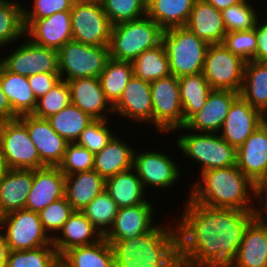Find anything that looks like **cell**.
<instances>
[{"label": "cell", "instance_id": "6da1fadb", "mask_svg": "<svg viewBox=\"0 0 267 267\" xmlns=\"http://www.w3.org/2000/svg\"><path fill=\"white\" fill-rule=\"evenodd\" d=\"M187 198L182 216L174 222L183 267H230L254 219L252 212L207 207Z\"/></svg>", "mask_w": 267, "mask_h": 267}, {"label": "cell", "instance_id": "7a4b0ae2", "mask_svg": "<svg viewBox=\"0 0 267 267\" xmlns=\"http://www.w3.org/2000/svg\"><path fill=\"white\" fill-rule=\"evenodd\" d=\"M172 222L161 221L151 231L131 240L108 241L115 267H183L179 234Z\"/></svg>", "mask_w": 267, "mask_h": 267}, {"label": "cell", "instance_id": "3957f363", "mask_svg": "<svg viewBox=\"0 0 267 267\" xmlns=\"http://www.w3.org/2000/svg\"><path fill=\"white\" fill-rule=\"evenodd\" d=\"M199 176L188 194L194 202L212 208H233L252 212L255 203L254 183L237 165L209 169Z\"/></svg>", "mask_w": 267, "mask_h": 267}, {"label": "cell", "instance_id": "277c9868", "mask_svg": "<svg viewBox=\"0 0 267 267\" xmlns=\"http://www.w3.org/2000/svg\"><path fill=\"white\" fill-rule=\"evenodd\" d=\"M175 131H184L182 135L177 136L176 147L182 152L181 154L196 161L192 163L199 164L200 173L237 164V149L228 144L218 133H199L185 127L177 128L173 132Z\"/></svg>", "mask_w": 267, "mask_h": 267}, {"label": "cell", "instance_id": "5b68a950", "mask_svg": "<svg viewBox=\"0 0 267 267\" xmlns=\"http://www.w3.org/2000/svg\"><path fill=\"white\" fill-rule=\"evenodd\" d=\"M164 30L147 15L112 26L110 58L133 62L144 51L162 43Z\"/></svg>", "mask_w": 267, "mask_h": 267}, {"label": "cell", "instance_id": "8992f818", "mask_svg": "<svg viewBox=\"0 0 267 267\" xmlns=\"http://www.w3.org/2000/svg\"><path fill=\"white\" fill-rule=\"evenodd\" d=\"M162 44L168 56L171 74L176 78L202 73L209 44L186 27L164 30Z\"/></svg>", "mask_w": 267, "mask_h": 267}, {"label": "cell", "instance_id": "52a82bcc", "mask_svg": "<svg viewBox=\"0 0 267 267\" xmlns=\"http://www.w3.org/2000/svg\"><path fill=\"white\" fill-rule=\"evenodd\" d=\"M0 155L7 169L35 170L46 167L19 118L0 122Z\"/></svg>", "mask_w": 267, "mask_h": 267}, {"label": "cell", "instance_id": "ba28073f", "mask_svg": "<svg viewBox=\"0 0 267 267\" xmlns=\"http://www.w3.org/2000/svg\"><path fill=\"white\" fill-rule=\"evenodd\" d=\"M110 58L109 46H93L71 40L58 50L62 80L98 78Z\"/></svg>", "mask_w": 267, "mask_h": 267}, {"label": "cell", "instance_id": "9c48e42d", "mask_svg": "<svg viewBox=\"0 0 267 267\" xmlns=\"http://www.w3.org/2000/svg\"><path fill=\"white\" fill-rule=\"evenodd\" d=\"M246 61L233 54L223 43L209 44L202 74L214 90L240 93Z\"/></svg>", "mask_w": 267, "mask_h": 267}, {"label": "cell", "instance_id": "30bf717a", "mask_svg": "<svg viewBox=\"0 0 267 267\" xmlns=\"http://www.w3.org/2000/svg\"><path fill=\"white\" fill-rule=\"evenodd\" d=\"M1 230L11 251L53 246L37 212L26 209L9 212L3 216Z\"/></svg>", "mask_w": 267, "mask_h": 267}, {"label": "cell", "instance_id": "8fae6325", "mask_svg": "<svg viewBox=\"0 0 267 267\" xmlns=\"http://www.w3.org/2000/svg\"><path fill=\"white\" fill-rule=\"evenodd\" d=\"M153 106V126L159 134H170L184 127V117L180 100L178 78L170 75L150 82Z\"/></svg>", "mask_w": 267, "mask_h": 267}, {"label": "cell", "instance_id": "7c38bea8", "mask_svg": "<svg viewBox=\"0 0 267 267\" xmlns=\"http://www.w3.org/2000/svg\"><path fill=\"white\" fill-rule=\"evenodd\" d=\"M70 13L74 41L93 46H109L113 25L101 3L74 2Z\"/></svg>", "mask_w": 267, "mask_h": 267}, {"label": "cell", "instance_id": "4fadbf2b", "mask_svg": "<svg viewBox=\"0 0 267 267\" xmlns=\"http://www.w3.org/2000/svg\"><path fill=\"white\" fill-rule=\"evenodd\" d=\"M170 154H166L163 150L152 151L146 149L137 151L135 149L133 168L136 170L146 192H149L147 190L152 187L155 190L159 188L163 191L178 183L177 180L180 179L182 170Z\"/></svg>", "mask_w": 267, "mask_h": 267}, {"label": "cell", "instance_id": "5bb4252c", "mask_svg": "<svg viewBox=\"0 0 267 267\" xmlns=\"http://www.w3.org/2000/svg\"><path fill=\"white\" fill-rule=\"evenodd\" d=\"M24 39L23 44L10 50L8 56L4 54V58H0V63L8 71L26 77L41 73H59L58 50L37 45L26 36Z\"/></svg>", "mask_w": 267, "mask_h": 267}, {"label": "cell", "instance_id": "9a60e30c", "mask_svg": "<svg viewBox=\"0 0 267 267\" xmlns=\"http://www.w3.org/2000/svg\"><path fill=\"white\" fill-rule=\"evenodd\" d=\"M153 206V202L148 199L140 205L119 208L104 238L107 241L131 240L151 231L158 224L154 221Z\"/></svg>", "mask_w": 267, "mask_h": 267}, {"label": "cell", "instance_id": "2e32d148", "mask_svg": "<svg viewBox=\"0 0 267 267\" xmlns=\"http://www.w3.org/2000/svg\"><path fill=\"white\" fill-rule=\"evenodd\" d=\"M262 124V113L239 95L233 101L218 134L238 149Z\"/></svg>", "mask_w": 267, "mask_h": 267}, {"label": "cell", "instance_id": "e0dca14e", "mask_svg": "<svg viewBox=\"0 0 267 267\" xmlns=\"http://www.w3.org/2000/svg\"><path fill=\"white\" fill-rule=\"evenodd\" d=\"M18 118L25 124L41 162L48 167H58L63 161L68 142L58 135L47 119L32 114Z\"/></svg>", "mask_w": 267, "mask_h": 267}, {"label": "cell", "instance_id": "ac0fdd59", "mask_svg": "<svg viewBox=\"0 0 267 267\" xmlns=\"http://www.w3.org/2000/svg\"><path fill=\"white\" fill-rule=\"evenodd\" d=\"M113 115H120L124 119L136 124H147L153 127V106L150 82L135 77L129 80L120 99L113 105ZM146 122V123H145Z\"/></svg>", "mask_w": 267, "mask_h": 267}, {"label": "cell", "instance_id": "d6986e66", "mask_svg": "<svg viewBox=\"0 0 267 267\" xmlns=\"http://www.w3.org/2000/svg\"><path fill=\"white\" fill-rule=\"evenodd\" d=\"M25 36L33 43L59 50L72 39L70 11L37 20H24Z\"/></svg>", "mask_w": 267, "mask_h": 267}, {"label": "cell", "instance_id": "ffe728a7", "mask_svg": "<svg viewBox=\"0 0 267 267\" xmlns=\"http://www.w3.org/2000/svg\"><path fill=\"white\" fill-rule=\"evenodd\" d=\"M67 83L71 104L80 108L94 120L111 119L108 115L114 114L113 106L106 99L99 78H77L67 80Z\"/></svg>", "mask_w": 267, "mask_h": 267}, {"label": "cell", "instance_id": "44dd1931", "mask_svg": "<svg viewBox=\"0 0 267 267\" xmlns=\"http://www.w3.org/2000/svg\"><path fill=\"white\" fill-rule=\"evenodd\" d=\"M239 93L228 90H212L205 105L186 123L185 128L199 133L220 131L233 101Z\"/></svg>", "mask_w": 267, "mask_h": 267}, {"label": "cell", "instance_id": "7402d4cb", "mask_svg": "<svg viewBox=\"0 0 267 267\" xmlns=\"http://www.w3.org/2000/svg\"><path fill=\"white\" fill-rule=\"evenodd\" d=\"M65 197V175L59 167L33 170V183L25 209L39 213L51 203Z\"/></svg>", "mask_w": 267, "mask_h": 267}, {"label": "cell", "instance_id": "603a6c76", "mask_svg": "<svg viewBox=\"0 0 267 267\" xmlns=\"http://www.w3.org/2000/svg\"><path fill=\"white\" fill-rule=\"evenodd\" d=\"M237 167L253 183L267 176V125L262 124L237 149Z\"/></svg>", "mask_w": 267, "mask_h": 267}, {"label": "cell", "instance_id": "cb8c5ba5", "mask_svg": "<svg viewBox=\"0 0 267 267\" xmlns=\"http://www.w3.org/2000/svg\"><path fill=\"white\" fill-rule=\"evenodd\" d=\"M59 233L52 239L59 257L70 248L92 245L104 238L82 211H74Z\"/></svg>", "mask_w": 267, "mask_h": 267}, {"label": "cell", "instance_id": "d4e9b609", "mask_svg": "<svg viewBox=\"0 0 267 267\" xmlns=\"http://www.w3.org/2000/svg\"><path fill=\"white\" fill-rule=\"evenodd\" d=\"M185 27L208 44L223 43L227 33L221 11L206 0H195Z\"/></svg>", "mask_w": 267, "mask_h": 267}, {"label": "cell", "instance_id": "484cf974", "mask_svg": "<svg viewBox=\"0 0 267 267\" xmlns=\"http://www.w3.org/2000/svg\"><path fill=\"white\" fill-rule=\"evenodd\" d=\"M134 151L135 148L127 140L124 142V139L114 135L100 152L94 154L93 170L105 180L127 171L133 168Z\"/></svg>", "mask_w": 267, "mask_h": 267}, {"label": "cell", "instance_id": "4316f807", "mask_svg": "<svg viewBox=\"0 0 267 267\" xmlns=\"http://www.w3.org/2000/svg\"><path fill=\"white\" fill-rule=\"evenodd\" d=\"M33 183V170L7 169L0 179V210L5 215L25 209Z\"/></svg>", "mask_w": 267, "mask_h": 267}, {"label": "cell", "instance_id": "83f0119b", "mask_svg": "<svg viewBox=\"0 0 267 267\" xmlns=\"http://www.w3.org/2000/svg\"><path fill=\"white\" fill-rule=\"evenodd\" d=\"M230 267H267V223L252 220Z\"/></svg>", "mask_w": 267, "mask_h": 267}, {"label": "cell", "instance_id": "f1b7e54d", "mask_svg": "<svg viewBox=\"0 0 267 267\" xmlns=\"http://www.w3.org/2000/svg\"><path fill=\"white\" fill-rule=\"evenodd\" d=\"M105 190V179L95 170L65 176V197L74 211H83Z\"/></svg>", "mask_w": 267, "mask_h": 267}, {"label": "cell", "instance_id": "f546056e", "mask_svg": "<svg viewBox=\"0 0 267 267\" xmlns=\"http://www.w3.org/2000/svg\"><path fill=\"white\" fill-rule=\"evenodd\" d=\"M0 87L17 117L34 112L37 99L29 85L28 77L12 73L0 63Z\"/></svg>", "mask_w": 267, "mask_h": 267}, {"label": "cell", "instance_id": "4dcf8cb0", "mask_svg": "<svg viewBox=\"0 0 267 267\" xmlns=\"http://www.w3.org/2000/svg\"><path fill=\"white\" fill-rule=\"evenodd\" d=\"M105 191L117 204L118 208L140 205L148 200L145 197L148 193L143 188L134 168L106 179Z\"/></svg>", "mask_w": 267, "mask_h": 267}, {"label": "cell", "instance_id": "1f68e13d", "mask_svg": "<svg viewBox=\"0 0 267 267\" xmlns=\"http://www.w3.org/2000/svg\"><path fill=\"white\" fill-rule=\"evenodd\" d=\"M59 260L67 267H115L112 246L105 238L92 245L70 248Z\"/></svg>", "mask_w": 267, "mask_h": 267}, {"label": "cell", "instance_id": "d6a6232c", "mask_svg": "<svg viewBox=\"0 0 267 267\" xmlns=\"http://www.w3.org/2000/svg\"><path fill=\"white\" fill-rule=\"evenodd\" d=\"M195 0H147V16L163 30L185 27Z\"/></svg>", "mask_w": 267, "mask_h": 267}, {"label": "cell", "instance_id": "836d02e7", "mask_svg": "<svg viewBox=\"0 0 267 267\" xmlns=\"http://www.w3.org/2000/svg\"><path fill=\"white\" fill-rule=\"evenodd\" d=\"M239 95L262 114L267 109V63L248 61Z\"/></svg>", "mask_w": 267, "mask_h": 267}, {"label": "cell", "instance_id": "e575fe53", "mask_svg": "<svg viewBox=\"0 0 267 267\" xmlns=\"http://www.w3.org/2000/svg\"><path fill=\"white\" fill-rule=\"evenodd\" d=\"M184 126L204 105L213 90L202 73L178 78Z\"/></svg>", "mask_w": 267, "mask_h": 267}, {"label": "cell", "instance_id": "d590c367", "mask_svg": "<svg viewBox=\"0 0 267 267\" xmlns=\"http://www.w3.org/2000/svg\"><path fill=\"white\" fill-rule=\"evenodd\" d=\"M134 75L132 62L109 58L98 77L106 99L113 106L121 97Z\"/></svg>", "mask_w": 267, "mask_h": 267}, {"label": "cell", "instance_id": "8d00e7d4", "mask_svg": "<svg viewBox=\"0 0 267 267\" xmlns=\"http://www.w3.org/2000/svg\"><path fill=\"white\" fill-rule=\"evenodd\" d=\"M132 65L134 76L147 82L172 75L168 56L162 43L141 53Z\"/></svg>", "mask_w": 267, "mask_h": 267}, {"label": "cell", "instance_id": "74e56055", "mask_svg": "<svg viewBox=\"0 0 267 267\" xmlns=\"http://www.w3.org/2000/svg\"><path fill=\"white\" fill-rule=\"evenodd\" d=\"M47 120L58 135L68 143H74L94 119L70 103L58 113L51 115Z\"/></svg>", "mask_w": 267, "mask_h": 267}, {"label": "cell", "instance_id": "f35d334b", "mask_svg": "<svg viewBox=\"0 0 267 267\" xmlns=\"http://www.w3.org/2000/svg\"><path fill=\"white\" fill-rule=\"evenodd\" d=\"M24 37L23 6L20 0H0V49Z\"/></svg>", "mask_w": 267, "mask_h": 267}, {"label": "cell", "instance_id": "ab89813d", "mask_svg": "<svg viewBox=\"0 0 267 267\" xmlns=\"http://www.w3.org/2000/svg\"><path fill=\"white\" fill-rule=\"evenodd\" d=\"M118 209L117 204L104 190L82 212L104 236L111 228Z\"/></svg>", "mask_w": 267, "mask_h": 267}, {"label": "cell", "instance_id": "60d3db41", "mask_svg": "<svg viewBox=\"0 0 267 267\" xmlns=\"http://www.w3.org/2000/svg\"><path fill=\"white\" fill-rule=\"evenodd\" d=\"M59 261L54 246L29 250H9L6 267H53Z\"/></svg>", "mask_w": 267, "mask_h": 267}, {"label": "cell", "instance_id": "b9f144b4", "mask_svg": "<svg viewBox=\"0 0 267 267\" xmlns=\"http://www.w3.org/2000/svg\"><path fill=\"white\" fill-rule=\"evenodd\" d=\"M221 13L227 33L254 29L260 18L259 10L253 7L250 0H243L223 9Z\"/></svg>", "mask_w": 267, "mask_h": 267}, {"label": "cell", "instance_id": "7bdbcfd3", "mask_svg": "<svg viewBox=\"0 0 267 267\" xmlns=\"http://www.w3.org/2000/svg\"><path fill=\"white\" fill-rule=\"evenodd\" d=\"M101 4L112 25L134 21L147 14V0H102Z\"/></svg>", "mask_w": 267, "mask_h": 267}, {"label": "cell", "instance_id": "ee69618b", "mask_svg": "<svg viewBox=\"0 0 267 267\" xmlns=\"http://www.w3.org/2000/svg\"><path fill=\"white\" fill-rule=\"evenodd\" d=\"M71 103L70 90L65 80H60L51 90L37 100L33 116L47 119Z\"/></svg>", "mask_w": 267, "mask_h": 267}, {"label": "cell", "instance_id": "f6af8a7d", "mask_svg": "<svg viewBox=\"0 0 267 267\" xmlns=\"http://www.w3.org/2000/svg\"><path fill=\"white\" fill-rule=\"evenodd\" d=\"M73 212L72 206L66 197H63L45 207L38 214L45 231L53 239L59 234V231Z\"/></svg>", "mask_w": 267, "mask_h": 267}, {"label": "cell", "instance_id": "bcb514c9", "mask_svg": "<svg viewBox=\"0 0 267 267\" xmlns=\"http://www.w3.org/2000/svg\"><path fill=\"white\" fill-rule=\"evenodd\" d=\"M110 121L93 120L81 133L76 143L93 154L100 152L115 134L108 126Z\"/></svg>", "mask_w": 267, "mask_h": 267}, {"label": "cell", "instance_id": "7dc6e473", "mask_svg": "<svg viewBox=\"0 0 267 267\" xmlns=\"http://www.w3.org/2000/svg\"><path fill=\"white\" fill-rule=\"evenodd\" d=\"M94 154L76 142L68 143L63 161L58 166L65 175L93 170Z\"/></svg>", "mask_w": 267, "mask_h": 267}, {"label": "cell", "instance_id": "c3c4849f", "mask_svg": "<svg viewBox=\"0 0 267 267\" xmlns=\"http://www.w3.org/2000/svg\"><path fill=\"white\" fill-rule=\"evenodd\" d=\"M223 44L244 61H255L257 50L256 27L251 30L226 33Z\"/></svg>", "mask_w": 267, "mask_h": 267}, {"label": "cell", "instance_id": "681fc988", "mask_svg": "<svg viewBox=\"0 0 267 267\" xmlns=\"http://www.w3.org/2000/svg\"><path fill=\"white\" fill-rule=\"evenodd\" d=\"M32 2V9L23 5V20H37L57 12L71 11L74 4V0H32Z\"/></svg>", "mask_w": 267, "mask_h": 267}, {"label": "cell", "instance_id": "f907efd6", "mask_svg": "<svg viewBox=\"0 0 267 267\" xmlns=\"http://www.w3.org/2000/svg\"><path fill=\"white\" fill-rule=\"evenodd\" d=\"M253 200L256 202L252 210L254 220L267 223V176L254 183Z\"/></svg>", "mask_w": 267, "mask_h": 267}, {"label": "cell", "instance_id": "816d5d0a", "mask_svg": "<svg viewBox=\"0 0 267 267\" xmlns=\"http://www.w3.org/2000/svg\"><path fill=\"white\" fill-rule=\"evenodd\" d=\"M61 79L59 73H41L28 77L29 85L38 100L51 90Z\"/></svg>", "mask_w": 267, "mask_h": 267}, {"label": "cell", "instance_id": "f5cc1de1", "mask_svg": "<svg viewBox=\"0 0 267 267\" xmlns=\"http://www.w3.org/2000/svg\"><path fill=\"white\" fill-rule=\"evenodd\" d=\"M261 19L262 14L256 24L257 50L255 61L267 63V17ZM266 19V20H265Z\"/></svg>", "mask_w": 267, "mask_h": 267}, {"label": "cell", "instance_id": "db71d44e", "mask_svg": "<svg viewBox=\"0 0 267 267\" xmlns=\"http://www.w3.org/2000/svg\"><path fill=\"white\" fill-rule=\"evenodd\" d=\"M18 118L12 110L7 96L0 87V122Z\"/></svg>", "mask_w": 267, "mask_h": 267}, {"label": "cell", "instance_id": "11a10c76", "mask_svg": "<svg viewBox=\"0 0 267 267\" xmlns=\"http://www.w3.org/2000/svg\"><path fill=\"white\" fill-rule=\"evenodd\" d=\"M9 248L3 231L0 229V267H6Z\"/></svg>", "mask_w": 267, "mask_h": 267}, {"label": "cell", "instance_id": "9f6ffc18", "mask_svg": "<svg viewBox=\"0 0 267 267\" xmlns=\"http://www.w3.org/2000/svg\"><path fill=\"white\" fill-rule=\"evenodd\" d=\"M209 4H211L217 10L222 11L228 7L237 5L243 0H206Z\"/></svg>", "mask_w": 267, "mask_h": 267}, {"label": "cell", "instance_id": "6f0895ef", "mask_svg": "<svg viewBox=\"0 0 267 267\" xmlns=\"http://www.w3.org/2000/svg\"><path fill=\"white\" fill-rule=\"evenodd\" d=\"M6 170H7V168L5 166L4 160H3L2 156L0 155V179L2 178V176Z\"/></svg>", "mask_w": 267, "mask_h": 267}, {"label": "cell", "instance_id": "680465c9", "mask_svg": "<svg viewBox=\"0 0 267 267\" xmlns=\"http://www.w3.org/2000/svg\"><path fill=\"white\" fill-rule=\"evenodd\" d=\"M74 2H99L101 3L102 0H74Z\"/></svg>", "mask_w": 267, "mask_h": 267}, {"label": "cell", "instance_id": "91938a15", "mask_svg": "<svg viewBox=\"0 0 267 267\" xmlns=\"http://www.w3.org/2000/svg\"><path fill=\"white\" fill-rule=\"evenodd\" d=\"M53 267H67L62 261H58Z\"/></svg>", "mask_w": 267, "mask_h": 267}, {"label": "cell", "instance_id": "94428289", "mask_svg": "<svg viewBox=\"0 0 267 267\" xmlns=\"http://www.w3.org/2000/svg\"><path fill=\"white\" fill-rule=\"evenodd\" d=\"M263 115V123L267 125V109L264 111Z\"/></svg>", "mask_w": 267, "mask_h": 267}, {"label": "cell", "instance_id": "6125c7cd", "mask_svg": "<svg viewBox=\"0 0 267 267\" xmlns=\"http://www.w3.org/2000/svg\"><path fill=\"white\" fill-rule=\"evenodd\" d=\"M3 216H4V214L0 210V229H1V226H2Z\"/></svg>", "mask_w": 267, "mask_h": 267}]
</instances>
